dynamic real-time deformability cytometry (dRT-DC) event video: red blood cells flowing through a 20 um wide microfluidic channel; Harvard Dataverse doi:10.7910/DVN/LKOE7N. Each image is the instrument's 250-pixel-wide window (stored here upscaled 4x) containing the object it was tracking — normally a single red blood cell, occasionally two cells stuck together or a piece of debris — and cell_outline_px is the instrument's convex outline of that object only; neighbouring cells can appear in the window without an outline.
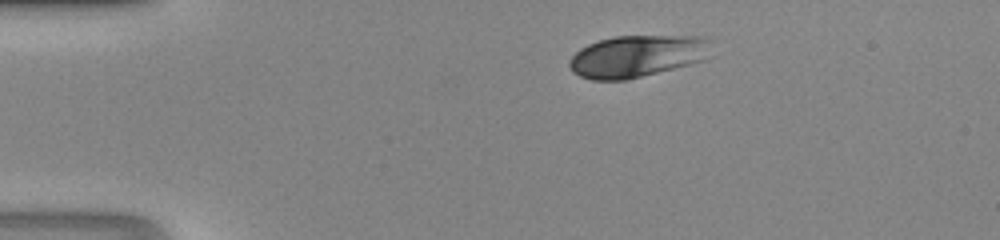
{"species": "human", "species_latin": "Homo sapiens", "temperature_condition": "room temperature", "stored_images_in_passage": 34, "camera_frame_rate_fps": 3000, "um_per_image_px": 0.085, "donor": {"sex": "male"}, "frame": {"image": 1, "passage_image": 1, "time_ms": 0.0, "image_size_px": [1000, 240], "cell_outline_px": [[708, 40], [704, 60], [628, 80], [592, 80], [580, 76], [572, 72], [568, 64], [568, 60], [580, 48], [588, 44], [612, 36], [704, 36]], "centroid_in_image_um": [54.06, 4.78], "position_along_channel_um": 30.9, "area_um2": 34.39}}
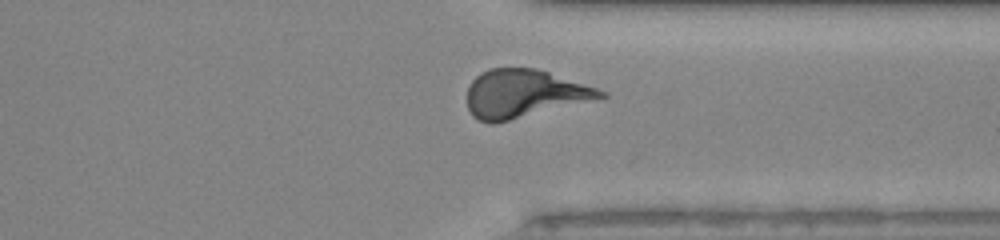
{"frame": {"image": 2, "passage_image": 28, "time_ms": 9.0, "image_size_px": [1000, 240], "cell_outline_px": [[608, 96], [492, 124], [480, 120], [472, 116], [468, 108], [468, 88], [472, 80], [480, 72], [488, 68], [536, 68], [596, 88], [604, 92]], "centroid_in_image_um": [44.48, 7.95], "position_along_channel_um": 366.9, "area_um2": 36.65}}
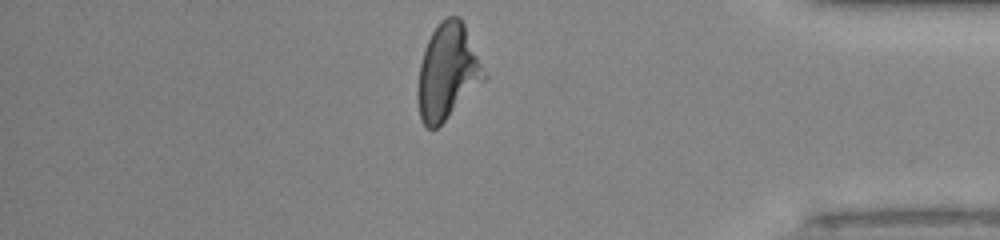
{"frame": {"image": 3, "passage_image": 32, "time_ms": 10.333, "image_size_px": [1000, 240], "cell_outline_px": [[488, 76], [436, 128], [428, 128], [420, 120], [416, 96], [416, 88], [420, 64], [424, 48], [436, 24], [440, 20], [448, 16], [460, 16], [464, 24]], "centroid_in_image_um": [38.01, 6.07], "position_along_channel_um": 397.2, "area_um2": 36.76}}